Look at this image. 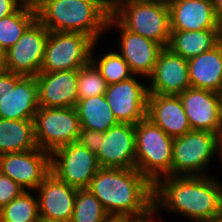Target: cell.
<instances>
[{"label": "cell", "instance_id": "1", "mask_svg": "<svg viewBox=\"0 0 222 222\" xmlns=\"http://www.w3.org/2000/svg\"><path fill=\"white\" fill-rule=\"evenodd\" d=\"M153 208L203 222L222 214V184L205 176H165L153 184Z\"/></svg>", "mask_w": 222, "mask_h": 222}, {"label": "cell", "instance_id": "2", "mask_svg": "<svg viewBox=\"0 0 222 222\" xmlns=\"http://www.w3.org/2000/svg\"><path fill=\"white\" fill-rule=\"evenodd\" d=\"M88 190L107 214L140 217L153 208V184L136 168H100Z\"/></svg>", "mask_w": 222, "mask_h": 222}, {"label": "cell", "instance_id": "3", "mask_svg": "<svg viewBox=\"0 0 222 222\" xmlns=\"http://www.w3.org/2000/svg\"><path fill=\"white\" fill-rule=\"evenodd\" d=\"M110 14L101 0H49L37 19L50 32L82 33L97 42L107 31Z\"/></svg>", "mask_w": 222, "mask_h": 222}, {"label": "cell", "instance_id": "4", "mask_svg": "<svg viewBox=\"0 0 222 222\" xmlns=\"http://www.w3.org/2000/svg\"><path fill=\"white\" fill-rule=\"evenodd\" d=\"M135 168L152 184L172 176L174 139L147 117L135 124Z\"/></svg>", "mask_w": 222, "mask_h": 222}, {"label": "cell", "instance_id": "5", "mask_svg": "<svg viewBox=\"0 0 222 222\" xmlns=\"http://www.w3.org/2000/svg\"><path fill=\"white\" fill-rule=\"evenodd\" d=\"M111 14L129 31L159 43L163 48L170 41L169 6L135 0H118Z\"/></svg>", "mask_w": 222, "mask_h": 222}, {"label": "cell", "instance_id": "6", "mask_svg": "<svg viewBox=\"0 0 222 222\" xmlns=\"http://www.w3.org/2000/svg\"><path fill=\"white\" fill-rule=\"evenodd\" d=\"M221 138L203 130H190L174 138L172 176H205L206 167L219 155Z\"/></svg>", "mask_w": 222, "mask_h": 222}, {"label": "cell", "instance_id": "7", "mask_svg": "<svg viewBox=\"0 0 222 222\" xmlns=\"http://www.w3.org/2000/svg\"><path fill=\"white\" fill-rule=\"evenodd\" d=\"M35 139L38 148L49 154L77 142L81 131L75 107H39L34 117Z\"/></svg>", "mask_w": 222, "mask_h": 222}, {"label": "cell", "instance_id": "8", "mask_svg": "<svg viewBox=\"0 0 222 222\" xmlns=\"http://www.w3.org/2000/svg\"><path fill=\"white\" fill-rule=\"evenodd\" d=\"M94 43L82 33L49 32L40 72L79 70L91 61Z\"/></svg>", "mask_w": 222, "mask_h": 222}, {"label": "cell", "instance_id": "9", "mask_svg": "<svg viewBox=\"0 0 222 222\" xmlns=\"http://www.w3.org/2000/svg\"><path fill=\"white\" fill-rule=\"evenodd\" d=\"M97 155L78 141L50 154V171L60 181L77 189L88 188L100 169Z\"/></svg>", "mask_w": 222, "mask_h": 222}, {"label": "cell", "instance_id": "10", "mask_svg": "<svg viewBox=\"0 0 222 222\" xmlns=\"http://www.w3.org/2000/svg\"><path fill=\"white\" fill-rule=\"evenodd\" d=\"M49 30L36 19L21 38L6 51L8 72L37 76L41 71Z\"/></svg>", "mask_w": 222, "mask_h": 222}, {"label": "cell", "instance_id": "11", "mask_svg": "<svg viewBox=\"0 0 222 222\" xmlns=\"http://www.w3.org/2000/svg\"><path fill=\"white\" fill-rule=\"evenodd\" d=\"M118 123L137 124L147 117L149 89L132 77L108 85L104 94Z\"/></svg>", "mask_w": 222, "mask_h": 222}, {"label": "cell", "instance_id": "12", "mask_svg": "<svg viewBox=\"0 0 222 222\" xmlns=\"http://www.w3.org/2000/svg\"><path fill=\"white\" fill-rule=\"evenodd\" d=\"M0 172L18 183L25 191H35L51 173L50 154L40 148L2 154Z\"/></svg>", "mask_w": 222, "mask_h": 222}, {"label": "cell", "instance_id": "13", "mask_svg": "<svg viewBox=\"0 0 222 222\" xmlns=\"http://www.w3.org/2000/svg\"><path fill=\"white\" fill-rule=\"evenodd\" d=\"M179 97L192 130L210 131L222 137V94L189 87Z\"/></svg>", "mask_w": 222, "mask_h": 222}, {"label": "cell", "instance_id": "14", "mask_svg": "<svg viewBox=\"0 0 222 222\" xmlns=\"http://www.w3.org/2000/svg\"><path fill=\"white\" fill-rule=\"evenodd\" d=\"M117 28L121 31L119 37V54L129 65L131 72L136 76L148 78L157 62V57L163 47L148 38L127 30L112 14L107 22V30Z\"/></svg>", "mask_w": 222, "mask_h": 222}, {"label": "cell", "instance_id": "15", "mask_svg": "<svg viewBox=\"0 0 222 222\" xmlns=\"http://www.w3.org/2000/svg\"><path fill=\"white\" fill-rule=\"evenodd\" d=\"M148 79L149 94L179 95L191 87L188 60L164 47Z\"/></svg>", "mask_w": 222, "mask_h": 222}, {"label": "cell", "instance_id": "16", "mask_svg": "<svg viewBox=\"0 0 222 222\" xmlns=\"http://www.w3.org/2000/svg\"><path fill=\"white\" fill-rule=\"evenodd\" d=\"M135 124L118 123L104 132L97 159L101 168H135Z\"/></svg>", "mask_w": 222, "mask_h": 222}, {"label": "cell", "instance_id": "17", "mask_svg": "<svg viewBox=\"0 0 222 222\" xmlns=\"http://www.w3.org/2000/svg\"><path fill=\"white\" fill-rule=\"evenodd\" d=\"M77 190L50 173L35 190L40 219L70 222Z\"/></svg>", "mask_w": 222, "mask_h": 222}, {"label": "cell", "instance_id": "18", "mask_svg": "<svg viewBox=\"0 0 222 222\" xmlns=\"http://www.w3.org/2000/svg\"><path fill=\"white\" fill-rule=\"evenodd\" d=\"M35 78L39 107H75L78 102V70L40 72Z\"/></svg>", "mask_w": 222, "mask_h": 222}, {"label": "cell", "instance_id": "19", "mask_svg": "<svg viewBox=\"0 0 222 222\" xmlns=\"http://www.w3.org/2000/svg\"><path fill=\"white\" fill-rule=\"evenodd\" d=\"M170 30L222 29L212 0H174L169 5Z\"/></svg>", "mask_w": 222, "mask_h": 222}, {"label": "cell", "instance_id": "20", "mask_svg": "<svg viewBox=\"0 0 222 222\" xmlns=\"http://www.w3.org/2000/svg\"><path fill=\"white\" fill-rule=\"evenodd\" d=\"M147 118L173 139L192 130L179 95L149 94Z\"/></svg>", "mask_w": 222, "mask_h": 222}, {"label": "cell", "instance_id": "21", "mask_svg": "<svg viewBox=\"0 0 222 222\" xmlns=\"http://www.w3.org/2000/svg\"><path fill=\"white\" fill-rule=\"evenodd\" d=\"M39 109L38 87L35 76H24L0 102V118L34 120Z\"/></svg>", "mask_w": 222, "mask_h": 222}, {"label": "cell", "instance_id": "22", "mask_svg": "<svg viewBox=\"0 0 222 222\" xmlns=\"http://www.w3.org/2000/svg\"><path fill=\"white\" fill-rule=\"evenodd\" d=\"M191 87L222 94V41L209 51L188 59Z\"/></svg>", "mask_w": 222, "mask_h": 222}, {"label": "cell", "instance_id": "23", "mask_svg": "<svg viewBox=\"0 0 222 222\" xmlns=\"http://www.w3.org/2000/svg\"><path fill=\"white\" fill-rule=\"evenodd\" d=\"M170 31V41L167 47L187 60L211 50L222 41V29Z\"/></svg>", "mask_w": 222, "mask_h": 222}, {"label": "cell", "instance_id": "24", "mask_svg": "<svg viewBox=\"0 0 222 222\" xmlns=\"http://www.w3.org/2000/svg\"><path fill=\"white\" fill-rule=\"evenodd\" d=\"M36 148L34 120L0 118V155Z\"/></svg>", "mask_w": 222, "mask_h": 222}, {"label": "cell", "instance_id": "25", "mask_svg": "<svg viewBox=\"0 0 222 222\" xmlns=\"http://www.w3.org/2000/svg\"><path fill=\"white\" fill-rule=\"evenodd\" d=\"M75 109L81 128L106 132L118 124L104 95L78 100Z\"/></svg>", "mask_w": 222, "mask_h": 222}, {"label": "cell", "instance_id": "26", "mask_svg": "<svg viewBox=\"0 0 222 222\" xmlns=\"http://www.w3.org/2000/svg\"><path fill=\"white\" fill-rule=\"evenodd\" d=\"M0 222H40L37 196L23 191L0 209Z\"/></svg>", "mask_w": 222, "mask_h": 222}, {"label": "cell", "instance_id": "27", "mask_svg": "<svg viewBox=\"0 0 222 222\" xmlns=\"http://www.w3.org/2000/svg\"><path fill=\"white\" fill-rule=\"evenodd\" d=\"M37 19V14L18 8L11 15L0 19V47L7 51Z\"/></svg>", "mask_w": 222, "mask_h": 222}, {"label": "cell", "instance_id": "28", "mask_svg": "<svg viewBox=\"0 0 222 222\" xmlns=\"http://www.w3.org/2000/svg\"><path fill=\"white\" fill-rule=\"evenodd\" d=\"M96 44L97 42L94 43L92 48L91 62L100 71L108 85L116 84L134 75L127 62L117 51L104 53V55L100 54L98 58H94L92 53H94Z\"/></svg>", "mask_w": 222, "mask_h": 222}, {"label": "cell", "instance_id": "29", "mask_svg": "<svg viewBox=\"0 0 222 222\" xmlns=\"http://www.w3.org/2000/svg\"><path fill=\"white\" fill-rule=\"evenodd\" d=\"M106 214L100 201L88 188L77 190L70 222H102Z\"/></svg>", "mask_w": 222, "mask_h": 222}, {"label": "cell", "instance_id": "30", "mask_svg": "<svg viewBox=\"0 0 222 222\" xmlns=\"http://www.w3.org/2000/svg\"><path fill=\"white\" fill-rule=\"evenodd\" d=\"M108 84L100 71L90 61L78 70L77 91L78 100L104 95Z\"/></svg>", "mask_w": 222, "mask_h": 222}, {"label": "cell", "instance_id": "31", "mask_svg": "<svg viewBox=\"0 0 222 222\" xmlns=\"http://www.w3.org/2000/svg\"><path fill=\"white\" fill-rule=\"evenodd\" d=\"M25 191L18 183L0 172V209Z\"/></svg>", "mask_w": 222, "mask_h": 222}, {"label": "cell", "instance_id": "32", "mask_svg": "<svg viewBox=\"0 0 222 222\" xmlns=\"http://www.w3.org/2000/svg\"><path fill=\"white\" fill-rule=\"evenodd\" d=\"M103 139L104 132L81 128L78 142L97 155L100 151V144Z\"/></svg>", "mask_w": 222, "mask_h": 222}, {"label": "cell", "instance_id": "33", "mask_svg": "<svg viewBox=\"0 0 222 222\" xmlns=\"http://www.w3.org/2000/svg\"><path fill=\"white\" fill-rule=\"evenodd\" d=\"M24 77V75L12 72H4L0 74V102L6 97L9 90H13L16 84Z\"/></svg>", "mask_w": 222, "mask_h": 222}, {"label": "cell", "instance_id": "34", "mask_svg": "<svg viewBox=\"0 0 222 222\" xmlns=\"http://www.w3.org/2000/svg\"><path fill=\"white\" fill-rule=\"evenodd\" d=\"M18 7L38 14L49 0H16Z\"/></svg>", "mask_w": 222, "mask_h": 222}, {"label": "cell", "instance_id": "35", "mask_svg": "<svg viewBox=\"0 0 222 222\" xmlns=\"http://www.w3.org/2000/svg\"><path fill=\"white\" fill-rule=\"evenodd\" d=\"M18 8L16 0H0V19L11 15Z\"/></svg>", "mask_w": 222, "mask_h": 222}, {"label": "cell", "instance_id": "36", "mask_svg": "<svg viewBox=\"0 0 222 222\" xmlns=\"http://www.w3.org/2000/svg\"><path fill=\"white\" fill-rule=\"evenodd\" d=\"M136 217L129 214H106L102 222H133Z\"/></svg>", "mask_w": 222, "mask_h": 222}, {"label": "cell", "instance_id": "37", "mask_svg": "<svg viewBox=\"0 0 222 222\" xmlns=\"http://www.w3.org/2000/svg\"><path fill=\"white\" fill-rule=\"evenodd\" d=\"M157 210H155L154 208H152L147 214L140 216V217H136L133 222H156L153 217H156L154 215L157 214Z\"/></svg>", "mask_w": 222, "mask_h": 222}, {"label": "cell", "instance_id": "38", "mask_svg": "<svg viewBox=\"0 0 222 222\" xmlns=\"http://www.w3.org/2000/svg\"><path fill=\"white\" fill-rule=\"evenodd\" d=\"M217 19L222 23V0H212Z\"/></svg>", "mask_w": 222, "mask_h": 222}, {"label": "cell", "instance_id": "39", "mask_svg": "<svg viewBox=\"0 0 222 222\" xmlns=\"http://www.w3.org/2000/svg\"><path fill=\"white\" fill-rule=\"evenodd\" d=\"M7 72L6 68V51L0 47V74Z\"/></svg>", "mask_w": 222, "mask_h": 222}, {"label": "cell", "instance_id": "40", "mask_svg": "<svg viewBox=\"0 0 222 222\" xmlns=\"http://www.w3.org/2000/svg\"><path fill=\"white\" fill-rule=\"evenodd\" d=\"M140 2H154L169 6L174 0H135Z\"/></svg>", "mask_w": 222, "mask_h": 222}, {"label": "cell", "instance_id": "41", "mask_svg": "<svg viewBox=\"0 0 222 222\" xmlns=\"http://www.w3.org/2000/svg\"><path fill=\"white\" fill-rule=\"evenodd\" d=\"M203 222H222V214L212 217L209 220L203 221Z\"/></svg>", "mask_w": 222, "mask_h": 222}, {"label": "cell", "instance_id": "42", "mask_svg": "<svg viewBox=\"0 0 222 222\" xmlns=\"http://www.w3.org/2000/svg\"><path fill=\"white\" fill-rule=\"evenodd\" d=\"M219 157L221 159V164H222V138L220 140V146H219Z\"/></svg>", "mask_w": 222, "mask_h": 222}, {"label": "cell", "instance_id": "43", "mask_svg": "<svg viewBox=\"0 0 222 222\" xmlns=\"http://www.w3.org/2000/svg\"><path fill=\"white\" fill-rule=\"evenodd\" d=\"M110 9V0H101Z\"/></svg>", "mask_w": 222, "mask_h": 222}, {"label": "cell", "instance_id": "44", "mask_svg": "<svg viewBox=\"0 0 222 222\" xmlns=\"http://www.w3.org/2000/svg\"><path fill=\"white\" fill-rule=\"evenodd\" d=\"M118 0H110V10L112 9L113 5L117 2Z\"/></svg>", "mask_w": 222, "mask_h": 222}, {"label": "cell", "instance_id": "45", "mask_svg": "<svg viewBox=\"0 0 222 222\" xmlns=\"http://www.w3.org/2000/svg\"><path fill=\"white\" fill-rule=\"evenodd\" d=\"M40 222H62V221H51V220H42V219H40Z\"/></svg>", "mask_w": 222, "mask_h": 222}]
</instances>
